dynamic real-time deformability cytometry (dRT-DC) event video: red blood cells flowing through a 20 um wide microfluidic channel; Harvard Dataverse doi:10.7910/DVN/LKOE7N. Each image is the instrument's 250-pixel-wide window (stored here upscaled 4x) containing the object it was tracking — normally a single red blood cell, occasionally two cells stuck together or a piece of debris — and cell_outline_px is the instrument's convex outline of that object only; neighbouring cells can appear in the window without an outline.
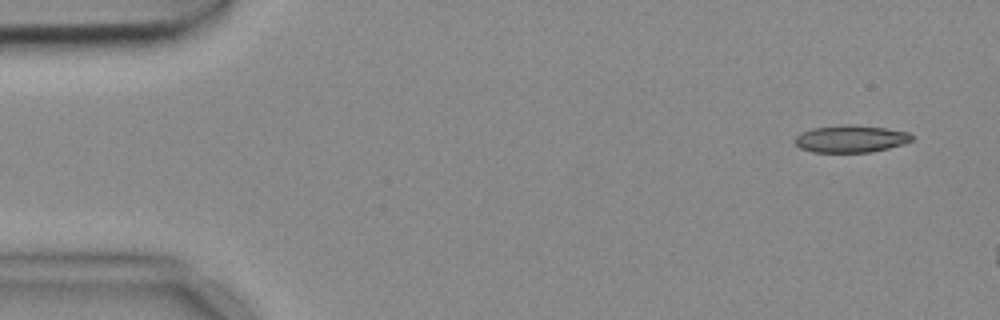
{"species": "common noctule bat (a hibernating species)", "species_latin": "Nyctalus noctula", "temperature_condition": "cold", "stored_images_in_passage": 3, "camera_frame_rate_fps": 3000, "um_per_image_px": 0.085, "animal": {"sex": "female", "body_mass_g": 18.4}, "frame": {"image": 1, "passage_image": 1, "time_ms": 0.0, "image_size_px": [1000, 320], "cell_outline_px": [[912, 140], [888, 148], [872, 152], [812, 152], [800, 148], [792, 140], [800, 132], [812, 128], [844, 124], [852, 124], [884, 128], [908, 132], [912, 136]], "centroid_in_image_um": [72.24, 11.79], "position_along_channel_um": 12.8, "area_um2": 18.55}}